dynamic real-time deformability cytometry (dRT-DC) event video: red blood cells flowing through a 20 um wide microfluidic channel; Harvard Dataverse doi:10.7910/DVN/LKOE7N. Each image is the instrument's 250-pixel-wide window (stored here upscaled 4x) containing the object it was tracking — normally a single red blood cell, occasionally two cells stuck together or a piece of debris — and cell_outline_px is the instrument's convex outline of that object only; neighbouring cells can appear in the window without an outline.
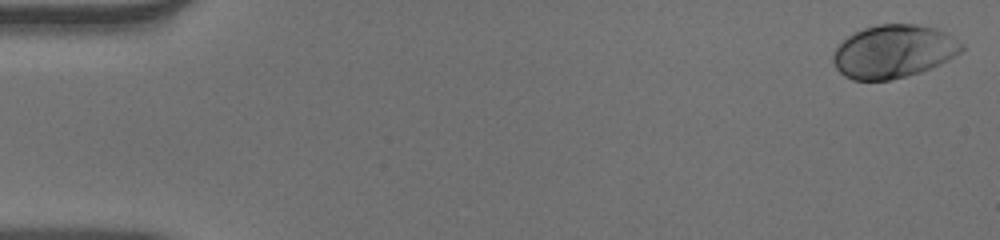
{"species": "human", "species_latin": "Homo sapiens", "temperature_condition": "warm", "stored_images_in_passage": 52, "camera_frame_rate_fps": 3000, "um_per_image_px": 0.085, "donor": {"sex": "male"}, "frame": {"image": 1, "passage_image": 1, "time_ms": 0.0, "image_size_px": [1000, 240], "cell_outline_px": [[964, 48], [960, 52], [948, 60], [940, 64], [920, 72], [908, 76], [888, 80], [852, 80], [844, 76], [836, 68], [832, 60], [832, 56], [836, 48], [848, 36], [864, 28], [876, 24], [916, 24], [936, 28], [944, 32], [964, 44]], "centroid_in_image_um": [75.95, 4.38], "position_along_channel_um": 9.1, "area_um2": 39.71}}
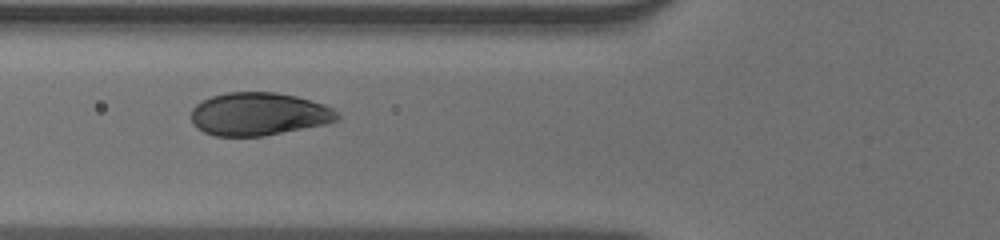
{"frame": {"image": 2, "passage_image": 20, "time_ms": 6.333, "image_size_px": [1000, 240], "cell_outline_px": [[340, 120], [328, 124], [264, 136], [216, 136], [204, 132], [196, 128], [192, 120], [192, 108], [196, 104], [212, 96], [228, 92], [276, 92], [296, 96], [324, 104], [332, 108], [340, 116]], "centroid_in_image_um": [22.03, 9.7], "position_along_channel_um": 103.8, "area_um2": 36.76}}
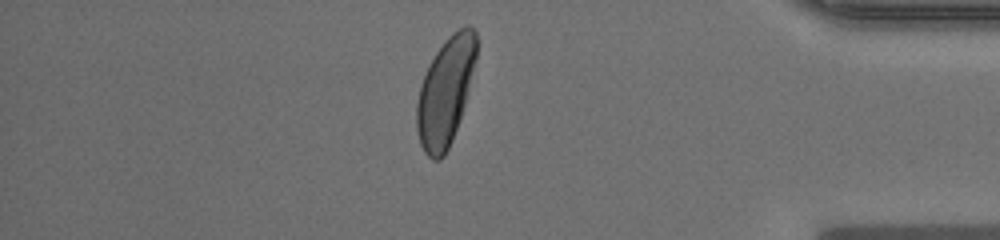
{"frame": {"image": 3, "passage_image": 45, "time_ms": 14.667, "image_size_px": [1000, 240], "cell_outline_px": [[476, 60], [464, 104], [452, 140], [444, 156], [440, 160], [432, 160], [424, 152], [420, 144], [416, 128], [416, 104], [420, 84], [436, 52], [444, 40], [452, 32], [464, 24], [468, 24], [476, 28]], "centroid_in_image_um": [37.85, 7.76], "position_along_channel_um": 397.3, "area_um2": 37.34}, "authors_computed_cell_mechanics": {"area_um2": 38.2636, "velocity_mm_per_s": 3.8886, "shape_relaxation_time_tau1_ms": 1.9838, "shape_relaxation_time_tau2_ms": null, "deformation_change_tau1": 0.1472, "deformation_change_tau2": null}}